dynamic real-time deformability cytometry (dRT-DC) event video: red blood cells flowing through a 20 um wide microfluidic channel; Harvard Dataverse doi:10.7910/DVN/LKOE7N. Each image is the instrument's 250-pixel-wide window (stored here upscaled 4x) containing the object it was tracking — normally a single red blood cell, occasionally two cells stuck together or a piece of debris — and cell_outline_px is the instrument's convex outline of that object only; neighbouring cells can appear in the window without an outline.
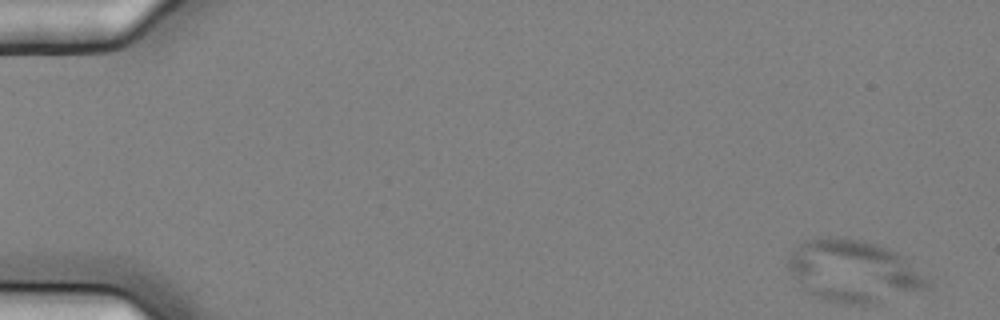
{"species": "common noctule bat (a hibernating species)", "species_latin": "Nyctalus noctula", "temperature_condition": "cold", "stored_images_in_passage": 55, "camera_frame_rate_fps": 3000, "um_per_image_px": 0.085, "animal": {"sex": "female", "body_mass_g": 25.1}, "frame": {"image": 1, "passage_image": 1, "time_ms": 0.0, "image_size_px": [1000, 320], "cell_outline_px": [[932, 288], [872, 304], [840, 304], [820, 300], [804, 292], [784, 264], [792, 252], [804, 240], [812, 236], [844, 236], [864, 240], [888, 248], [896, 252], [924, 276], [932, 284]], "centroid_in_image_um": [72.47, 23.05], "position_along_channel_um": 12.5, "area_um2": 51.33}}
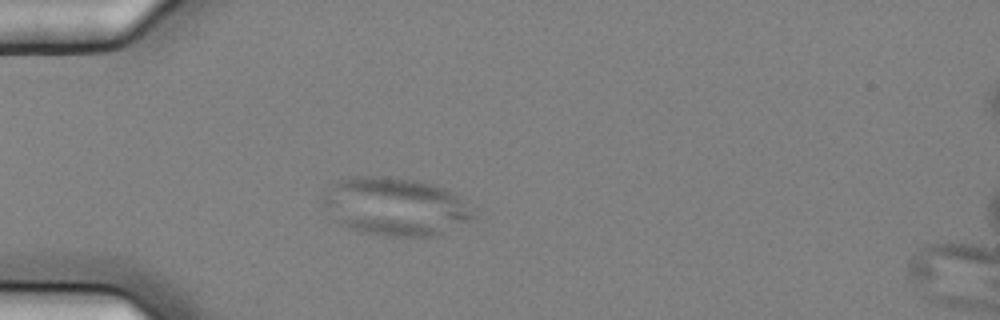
{"frame": {"image": 2, "passage_image": 15, "time_ms": 4.667, "image_size_px": [1000, 320], "cell_outline_px": [[472, 220], [436, 236], [380, 236], [360, 232], [348, 228], [340, 224], [336, 220], [320, 200], [336, 180], [352, 176], [388, 176], [416, 180], [432, 184], [444, 188], [460, 196], [472, 216]], "centroid_in_image_um": [33.55, 17.55], "position_along_channel_um": 51.4, "area_um2": 50.75}}
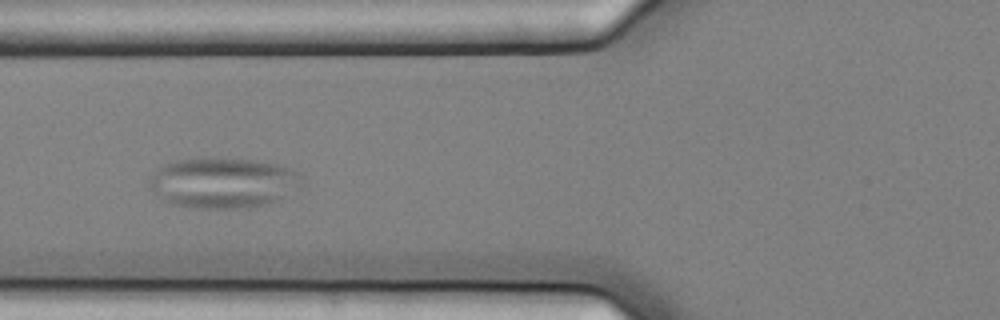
{"frame": {"image": 3, "passage_image": 21, "time_ms": 6.667, "image_size_px": [1000, 320], "cell_outline_px": [[300, 188], [280, 200], [268, 204], [248, 208], [196, 208], [172, 204], [160, 200], [156, 196], [148, 184], [148, 176], [160, 164], [176, 160], [224, 156], [252, 160], [272, 164], [288, 168], [300, 172]], "centroid_in_image_um": [18.9, 15.53], "position_along_channel_um": 106.9, "area_um2": 45.84}}